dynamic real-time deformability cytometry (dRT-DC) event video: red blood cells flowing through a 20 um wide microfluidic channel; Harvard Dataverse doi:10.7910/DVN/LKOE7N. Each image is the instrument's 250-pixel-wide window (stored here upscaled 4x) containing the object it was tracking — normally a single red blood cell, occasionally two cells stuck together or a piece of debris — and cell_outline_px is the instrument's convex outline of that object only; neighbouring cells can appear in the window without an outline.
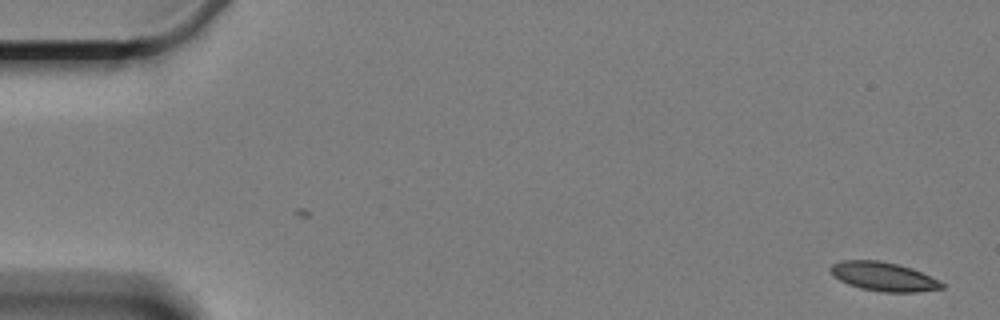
{"species": "Egyptian fruit bat (a non-hibernating species)", "species_latin": "Rousettus aegyptiacus", "temperature_condition": "cold", "stored_images_in_passage": 4, "camera_frame_rate_fps": 3000, "um_per_image_px": 0.085, "animal": {"sex": "female"}, "frame": {"image": 1, "passage_image": 1, "time_ms": 0.0, "image_size_px": [1000, 320], "cell_outline_px": [[944, 288], [916, 292], [880, 292], [860, 288], [848, 284], [832, 276], [828, 268], [832, 264], [840, 260], [880, 260], [912, 268], [940, 280], [944, 284]], "centroid_in_image_um": [75.07, 23.5], "position_along_channel_um": 9.9, "area_um2": 18.96}}
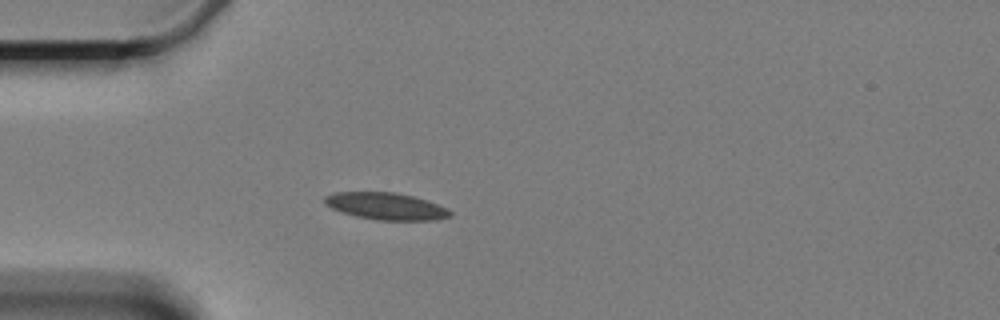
{"frame": {"image": 2, "passage_image": 4, "time_ms": 5.0, "image_size_px": [1000, 320], "cell_outline_px": [[452, 216], [436, 220], [376, 220], [356, 216], [340, 212], [324, 204], [324, 196], [336, 192], [396, 192], [412, 196], [448, 208], [452, 212]], "centroid_in_image_um": [32.79, 17.53], "position_along_channel_um": 52.2, "area_um2": 19.77}}